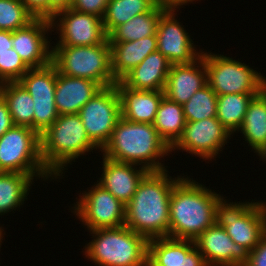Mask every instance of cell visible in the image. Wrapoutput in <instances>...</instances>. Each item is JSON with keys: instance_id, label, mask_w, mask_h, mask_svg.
Returning <instances> with one entry per match:
<instances>
[{"instance_id": "3957f363", "label": "cell", "mask_w": 266, "mask_h": 266, "mask_svg": "<svg viewBox=\"0 0 266 266\" xmlns=\"http://www.w3.org/2000/svg\"><path fill=\"white\" fill-rule=\"evenodd\" d=\"M102 150L103 156L109 159L142 164V168L148 172L166 170L158 160L170 152L169 146L158 135L153 124L131 122L123 117L114 127L109 142Z\"/></svg>"}, {"instance_id": "b9f144b4", "label": "cell", "mask_w": 266, "mask_h": 266, "mask_svg": "<svg viewBox=\"0 0 266 266\" xmlns=\"http://www.w3.org/2000/svg\"><path fill=\"white\" fill-rule=\"evenodd\" d=\"M256 153L259 154V156L262 157V159L264 158L266 160V144L260 148Z\"/></svg>"}, {"instance_id": "83f0119b", "label": "cell", "mask_w": 266, "mask_h": 266, "mask_svg": "<svg viewBox=\"0 0 266 266\" xmlns=\"http://www.w3.org/2000/svg\"><path fill=\"white\" fill-rule=\"evenodd\" d=\"M0 95L7 103L14 125L33 129L34 102L26 88L19 82L0 84Z\"/></svg>"}, {"instance_id": "8fae6325", "label": "cell", "mask_w": 266, "mask_h": 266, "mask_svg": "<svg viewBox=\"0 0 266 266\" xmlns=\"http://www.w3.org/2000/svg\"><path fill=\"white\" fill-rule=\"evenodd\" d=\"M57 68L51 62L41 68H30L19 80L34 102L33 130L44 133L59 117L55 105Z\"/></svg>"}, {"instance_id": "44dd1931", "label": "cell", "mask_w": 266, "mask_h": 266, "mask_svg": "<svg viewBox=\"0 0 266 266\" xmlns=\"http://www.w3.org/2000/svg\"><path fill=\"white\" fill-rule=\"evenodd\" d=\"M101 89L102 87L95 81L66 76L57 70L55 105L59 115L78 114L79 110Z\"/></svg>"}, {"instance_id": "f1b7e54d", "label": "cell", "mask_w": 266, "mask_h": 266, "mask_svg": "<svg viewBox=\"0 0 266 266\" xmlns=\"http://www.w3.org/2000/svg\"><path fill=\"white\" fill-rule=\"evenodd\" d=\"M256 95L231 93L217 96L216 118L231 134L239 131L248 105Z\"/></svg>"}, {"instance_id": "60d3db41", "label": "cell", "mask_w": 266, "mask_h": 266, "mask_svg": "<svg viewBox=\"0 0 266 266\" xmlns=\"http://www.w3.org/2000/svg\"><path fill=\"white\" fill-rule=\"evenodd\" d=\"M157 5L169 8H179L178 6L193 2L194 0H154Z\"/></svg>"}, {"instance_id": "e575fe53", "label": "cell", "mask_w": 266, "mask_h": 266, "mask_svg": "<svg viewBox=\"0 0 266 266\" xmlns=\"http://www.w3.org/2000/svg\"><path fill=\"white\" fill-rule=\"evenodd\" d=\"M108 3L109 0H72L70 8L103 19Z\"/></svg>"}, {"instance_id": "7402d4cb", "label": "cell", "mask_w": 266, "mask_h": 266, "mask_svg": "<svg viewBox=\"0 0 266 266\" xmlns=\"http://www.w3.org/2000/svg\"><path fill=\"white\" fill-rule=\"evenodd\" d=\"M115 86L124 119L136 123H154L164 91L137 90L125 86L121 81H117Z\"/></svg>"}, {"instance_id": "2e32d148", "label": "cell", "mask_w": 266, "mask_h": 266, "mask_svg": "<svg viewBox=\"0 0 266 266\" xmlns=\"http://www.w3.org/2000/svg\"><path fill=\"white\" fill-rule=\"evenodd\" d=\"M194 242L208 266H244L248 261L249 251L234 243L225 228L216 223L208 227Z\"/></svg>"}, {"instance_id": "30bf717a", "label": "cell", "mask_w": 266, "mask_h": 266, "mask_svg": "<svg viewBox=\"0 0 266 266\" xmlns=\"http://www.w3.org/2000/svg\"><path fill=\"white\" fill-rule=\"evenodd\" d=\"M89 139L103 149L121 119V100L115 85L99 90L78 112Z\"/></svg>"}, {"instance_id": "8d00e7d4", "label": "cell", "mask_w": 266, "mask_h": 266, "mask_svg": "<svg viewBox=\"0 0 266 266\" xmlns=\"http://www.w3.org/2000/svg\"><path fill=\"white\" fill-rule=\"evenodd\" d=\"M35 19L49 20V0H21Z\"/></svg>"}, {"instance_id": "7c38bea8", "label": "cell", "mask_w": 266, "mask_h": 266, "mask_svg": "<svg viewBox=\"0 0 266 266\" xmlns=\"http://www.w3.org/2000/svg\"><path fill=\"white\" fill-rule=\"evenodd\" d=\"M93 187L88 193H82L83 195L74 207L78 218L90 231L124 226L125 204L99 184Z\"/></svg>"}, {"instance_id": "836d02e7", "label": "cell", "mask_w": 266, "mask_h": 266, "mask_svg": "<svg viewBox=\"0 0 266 266\" xmlns=\"http://www.w3.org/2000/svg\"><path fill=\"white\" fill-rule=\"evenodd\" d=\"M29 69L13 48L0 53V84L19 81Z\"/></svg>"}, {"instance_id": "4316f807", "label": "cell", "mask_w": 266, "mask_h": 266, "mask_svg": "<svg viewBox=\"0 0 266 266\" xmlns=\"http://www.w3.org/2000/svg\"><path fill=\"white\" fill-rule=\"evenodd\" d=\"M239 130L255 152L266 144V88L250 101Z\"/></svg>"}, {"instance_id": "7a4b0ae2", "label": "cell", "mask_w": 266, "mask_h": 266, "mask_svg": "<svg viewBox=\"0 0 266 266\" xmlns=\"http://www.w3.org/2000/svg\"><path fill=\"white\" fill-rule=\"evenodd\" d=\"M193 181L182 177L172 189L169 210L170 238L194 241L215 224L216 204L222 196Z\"/></svg>"}, {"instance_id": "d590c367", "label": "cell", "mask_w": 266, "mask_h": 266, "mask_svg": "<svg viewBox=\"0 0 266 266\" xmlns=\"http://www.w3.org/2000/svg\"><path fill=\"white\" fill-rule=\"evenodd\" d=\"M244 266H266V233L259 244L249 252L248 261Z\"/></svg>"}, {"instance_id": "7bdbcfd3", "label": "cell", "mask_w": 266, "mask_h": 266, "mask_svg": "<svg viewBox=\"0 0 266 266\" xmlns=\"http://www.w3.org/2000/svg\"><path fill=\"white\" fill-rule=\"evenodd\" d=\"M2 230H3V229H1V227H0V242H2L1 240H2V238H3V237H2V236H3V235H2ZM0 245H1V243H0Z\"/></svg>"}, {"instance_id": "6da1fadb", "label": "cell", "mask_w": 266, "mask_h": 266, "mask_svg": "<svg viewBox=\"0 0 266 266\" xmlns=\"http://www.w3.org/2000/svg\"><path fill=\"white\" fill-rule=\"evenodd\" d=\"M167 174V170L148 172L125 205V226L147 240L169 237L170 196L181 178Z\"/></svg>"}, {"instance_id": "d6a6232c", "label": "cell", "mask_w": 266, "mask_h": 266, "mask_svg": "<svg viewBox=\"0 0 266 266\" xmlns=\"http://www.w3.org/2000/svg\"><path fill=\"white\" fill-rule=\"evenodd\" d=\"M34 20L35 17L21 0H0V30L13 32Z\"/></svg>"}, {"instance_id": "d6986e66", "label": "cell", "mask_w": 266, "mask_h": 266, "mask_svg": "<svg viewBox=\"0 0 266 266\" xmlns=\"http://www.w3.org/2000/svg\"><path fill=\"white\" fill-rule=\"evenodd\" d=\"M206 84L207 69L204 57L201 55L191 63L171 65L164 88V96L170 101L183 105Z\"/></svg>"}, {"instance_id": "1f68e13d", "label": "cell", "mask_w": 266, "mask_h": 266, "mask_svg": "<svg viewBox=\"0 0 266 266\" xmlns=\"http://www.w3.org/2000/svg\"><path fill=\"white\" fill-rule=\"evenodd\" d=\"M217 95L206 84L183 104V112L186 122L200 121L206 118L216 117Z\"/></svg>"}, {"instance_id": "cb8c5ba5", "label": "cell", "mask_w": 266, "mask_h": 266, "mask_svg": "<svg viewBox=\"0 0 266 266\" xmlns=\"http://www.w3.org/2000/svg\"><path fill=\"white\" fill-rule=\"evenodd\" d=\"M109 43L111 71L116 81H120L150 53L157 51L156 34L136 41Z\"/></svg>"}, {"instance_id": "ac0fdd59", "label": "cell", "mask_w": 266, "mask_h": 266, "mask_svg": "<svg viewBox=\"0 0 266 266\" xmlns=\"http://www.w3.org/2000/svg\"><path fill=\"white\" fill-rule=\"evenodd\" d=\"M147 266L208 265L193 240L161 237L148 240Z\"/></svg>"}, {"instance_id": "ffe728a7", "label": "cell", "mask_w": 266, "mask_h": 266, "mask_svg": "<svg viewBox=\"0 0 266 266\" xmlns=\"http://www.w3.org/2000/svg\"><path fill=\"white\" fill-rule=\"evenodd\" d=\"M103 158V173L98 184L125 205L132 199L137 186L148 171L141 166ZM134 166V168H133Z\"/></svg>"}, {"instance_id": "5bb4252c", "label": "cell", "mask_w": 266, "mask_h": 266, "mask_svg": "<svg viewBox=\"0 0 266 266\" xmlns=\"http://www.w3.org/2000/svg\"><path fill=\"white\" fill-rule=\"evenodd\" d=\"M56 19L60 20L57 23L60 40L56 46H92L103 44L108 39L103 21L98 16L69 8L55 14L51 20L52 29L56 26Z\"/></svg>"}, {"instance_id": "4fadbf2b", "label": "cell", "mask_w": 266, "mask_h": 266, "mask_svg": "<svg viewBox=\"0 0 266 266\" xmlns=\"http://www.w3.org/2000/svg\"><path fill=\"white\" fill-rule=\"evenodd\" d=\"M231 132L216 118L187 122L178 141L170 148L182 149L205 160L214 158L223 149ZM226 142V143H225Z\"/></svg>"}, {"instance_id": "d4e9b609", "label": "cell", "mask_w": 266, "mask_h": 266, "mask_svg": "<svg viewBox=\"0 0 266 266\" xmlns=\"http://www.w3.org/2000/svg\"><path fill=\"white\" fill-rule=\"evenodd\" d=\"M166 9L164 6L156 5L150 12L131 18L108 35L109 42L136 41L155 35L160 16Z\"/></svg>"}, {"instance_id": "ba28073f", "label": "cell", "mask_w": 266, "mask_h": 266, "mask_svg": "<svg viewBox=\"0 0 266 266\" xmlns=\"http://www.w3.org/2000/svg\"><path fill=\"white\" fill-rule=\"evenodd\" d=\"M215 223L225 228L234 243L251 252L266 233V204L264 202L228 204L221 197L216 204Z\"/></svg>"}, {"instance_id": "4dcf8cb0", "label": "cell", "mask_w": 266, "mask_h": 266, "mask_svg": "<svg viewBox=\"0 0 266 266\" xmlns=\"http://www.w3.org/2000/svg\"><path fill=\"white\" fill-rule=\"evenodd\" d=\"M156 5L154 0H109L102 19L106 34L131 18L150 12Z\"/></svg>"}, {"instance_id": "f35d334b", "label": "cell", "mask_w": 266, "mask_h": 266, "mask_svg": "<svg viewBox=\"0 0 266 266\" xmlns=\"http://www.w3.org/2000/svg\"><path fill=\"white\" fill-rule=\"evenodd\" d=\"M72 0H49V20L51 21L56 13L71 7Z\"/></svg>"}, {"instance_id": "8992f818", "label": "cell", "mask_w": 266, "mask_h": 266, "mask_svg": "<svg viewBox=\"0 0 266 266\" xmlns=\"http://www.w3.org/2000/svg\"><path fill=\"white\" fill-rule=\"evenodd\" d=\"M52 63L59 73L97 82L102 88L116 84L111 71L110 43L92 46H55Z\"/></svg>"}, {"instance_id": "277c9868", "label": "cell", "mask_w": 266, "mask_h": 266, "mask_svg": "<svg viewBox=\"0 0 266 266\" xmlns=\"http://www.w3.org/2000/svg\"><path fill=\"white\" fill-rule=\"evenodd\" d=\"M41 158L47 171L60 176L64 166L97 146L89 139L78 114L59 115L40 135ZM63 168V169H62ZM61 173V174H60Z\"/></svg>"}, {"instance_id": "f546056e", "label": "cell", "mask_w": 266, "mask_h": 266, "mask_svg": "<svg viewBox=\"0 0 266 266\" xmlns=\"http://www.w3.org/2000/svg\"><path fill=\"white\" fill-rule=\"evenodd\" d=\"M33 178L28 174L0 172V214L20 207L28 195Z\"/></svg>"}, {"instance_id": "9c48e42d", "label": "cell", "mask_w": 266, "mask_h": 266, "mask_svg": "<svg viewBox=\"0 0 266 266\" xmlns=\"http://www.w3.org/2000/svg\"><path fill=\"white\" fill-rule=\"evenodd\" d=\"M202 56L207 69V84L217 96L259 94L266 88V77L248 65L219 54L202 52Z\"/></svg>"}, {"instance_id": "ab89813d", "label": "cell", "mask_w": 266, "mask_h": 266, "mask_svg": "<svg viewBox=\"0 0 266 266\" xmlns=\"http://www.w3.org/2000/svg\"><path fill=\"white\" fill-rule=\"evenodd\" d=\"M12 48V31L0 30V53Z\"/></svg>"}, {"instance_id": "484cf974", "label": "cell", "mask_w": 266, "mask_h": 266, "mask_svg": "<svg viewBox=\"0 0 266 266\" xmlns=\"http://www.w3.org/2000/svg\"><path fill=\"white\" fill-rule=\"evenodd\" d=\"M186 123L183 105L164 96L158 106L153 125L169 148L178 141Z\"/></svg>"}, {"instance_id": "5b68a950", "label": "cell", "mask_w": 266, "mask_h": 266, "mask_svg": "<svg viewBox=\"0 0 266 266\" xmlns=\"http://www.w3.org/2000/svg\"><path fill=\"white\" fill-rule=\"evenodd\" d=\"M85 255L99 266H147L148 240L127 226L90 231Z\"/></svg>"}, {"instance_id": "9a60e30c", "label": "cell", "mask_w": 266, "mask_h": 266, "mask_svg": "<svg viewBox=\"0 0 266 266\" xmlns=\"http://www.w3.org/2000/svg\"><path fill=\"white\" fill-rule=\"evenodd\" d=\"M174 8L166 9L160 16L157 26V51L162 53L171 64L191 63L202 52L194 49L195 45L186 30L175 19Z\"/></svg>"}, {"instance_id": "74e56055", "label": "cell", "mask_w": 266, "mask_h": 266, "mask_svg": "<svg viewBox=\"0 0 266 266\" xmlns=\"http://www.w3.org/2000/svg\"><path fill=\"white\" fill-rule=\"evenodd\" d=\"M14 126L7 103L0 95V137Z\"/></svg>"}, {"instance_id": "e0dca14e", "label": "cell", "mask_w": 266, "mask_h": 266, "mask_svg": "<svg viewBox=\"0 0 266 266\" xmlns=\"http://www.w3.org/2000/svg\"><path fill=\"white\" fill-rule=\"evenodd\" d=\"M51 21L35 19L28 26L12 32V48L29 68H41L52 62V49L49 50L47 31Z\"/></svg>"}, {"instance_id": "603a6c76", "label": "cell", "mask_w": 266, "mask_h": 266, "mask_svg": "<svg viewBox=\"0 0 266 266\" xmlns=\"http://www.w3.org/2000/svg\"><path fill=\"white\" fill-rule=\"evenodd\" d=\"M171 65L162 53L155 51L120 81L125 86L137 90L164 91Z\"/></svg>"}, {"instance_id": "52a82bcc", "label": "cell", "mask_w": 266, "mask_h": 266, "mask_svg": "<svg viewBox=\"0 0 266 266\" xmlns=\"http://www.w3.org/2000/svg\"><path fill=\"white\" fill-rule=\"evenodd\" d=\"M0 172H16L46 179L52 175L41 158L40 135L30 127L14 125L0 137Z\"/></svg>"}]
</instances>
